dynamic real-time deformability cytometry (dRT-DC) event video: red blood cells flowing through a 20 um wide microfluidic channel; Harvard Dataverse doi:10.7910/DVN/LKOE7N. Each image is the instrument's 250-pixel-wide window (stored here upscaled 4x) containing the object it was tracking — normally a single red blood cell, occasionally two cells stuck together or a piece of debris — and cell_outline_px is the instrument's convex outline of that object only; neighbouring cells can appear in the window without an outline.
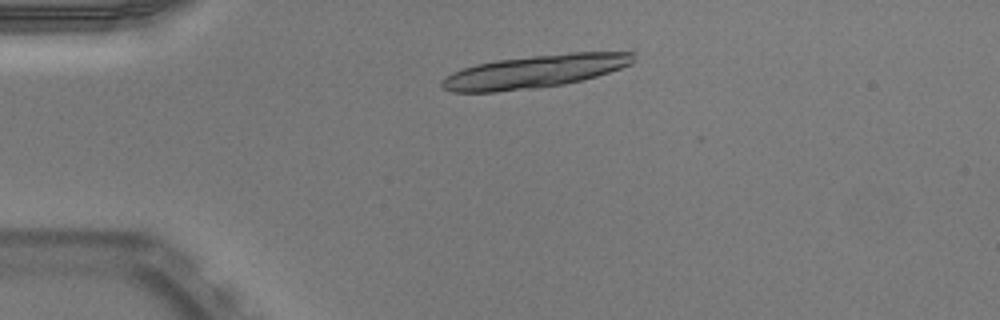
{"species": "Egyptian fruit bat (a non-hibernating species)", "species_latin": "Rousettus aegyptiacus", "temperature_condition": "warm", "stored_images_in_passage": 7, "camera_frame_rate_fps": 3000, "um_per_image_px": 0.085, "animal": {"sex": "male"}, "frame": {"image": 1, "passage_image": 1, "time_ms": 0.0, "image_size_px": [1000, 320], "cell_outline_px": [[636, 52], [632, 64], [596, 76], [564, 84], [536, 88], [496, 92], [452, 92], [440, 88], [440, 84], [452, 72], [476, 64], [496, 60], [532, 56], [572, 52]], "centroid_in_image_um": [45.45, 6.08], "position_along_channel_um": 39.6, "area_um2": 36.59}}